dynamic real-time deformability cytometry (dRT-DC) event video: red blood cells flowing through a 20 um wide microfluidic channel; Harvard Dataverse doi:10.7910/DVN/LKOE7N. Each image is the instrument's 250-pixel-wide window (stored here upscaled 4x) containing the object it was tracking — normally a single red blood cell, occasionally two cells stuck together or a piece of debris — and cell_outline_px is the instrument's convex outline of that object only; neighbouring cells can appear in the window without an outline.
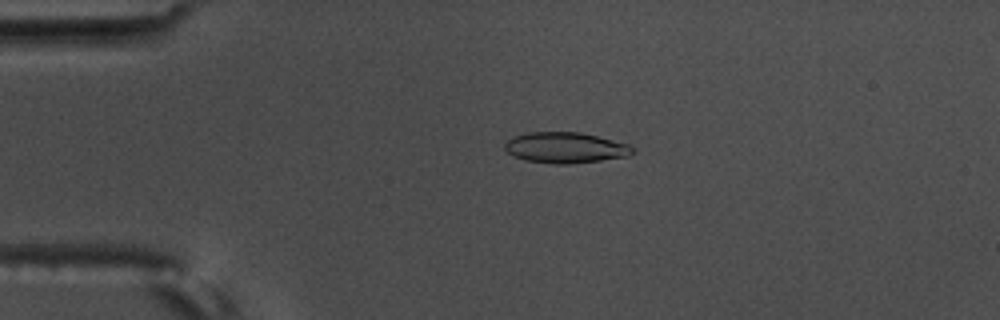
{"species": "common noctule bat (a hibernating species)", "species_latin": "Nyctalus noctula", "temperature_condition": "warm", "stored_images_in_passage": 57, "camera_frame_rate_fps": 3000, "um_per_image_px": 0.085, "animal": {"sex": "male", "body_mass_g": 17.5, "forearm_length_mm": 52.3}, "frame": {"image": 1, "passage_image": 13, "time_ms": 4.0, "image_size_px": [1000, 320], "cell_outline_px": [[636, 152], [628, 156], [572, 164], [552, 164], [524, 160], [512, 156], [504, 148], [504, 144], [508, 140], [516, 136], [528, 132], [580, 132], [628, 144], [636, 148]], "centroid_in_image_um": [48.06, 12.56], "position_along_channel_um": 36.9, "area_um2": 23.0}}
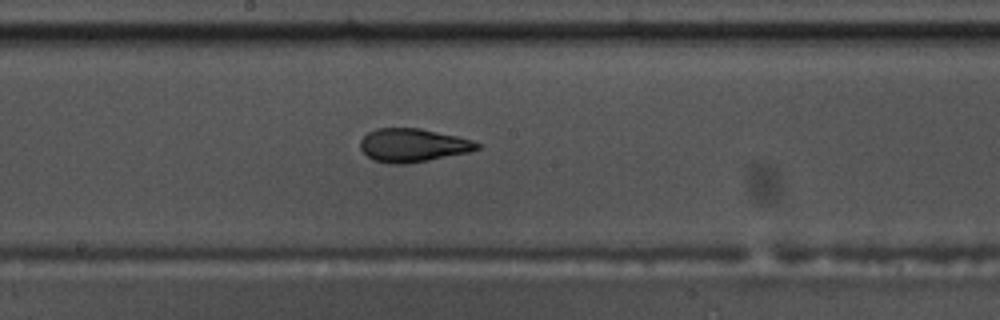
{"frame": {"image": 2, "passage_image": 31, "time_ms": 10.0, "image_size_px": [1000, 320], "cell_outline_px": [[484, 144], [480, 148], [468, 152], [428, 160], [404, 164], [388, 164], [372, 160], [360, 148], [360, 140], [368, 132], [376, 128], [420, 128], [456, 136], [472, 140]], "centroid_in_image_um": [35.09, 12.34], "position_along_channel_um": 213.1, "area_um2": 22.77}}
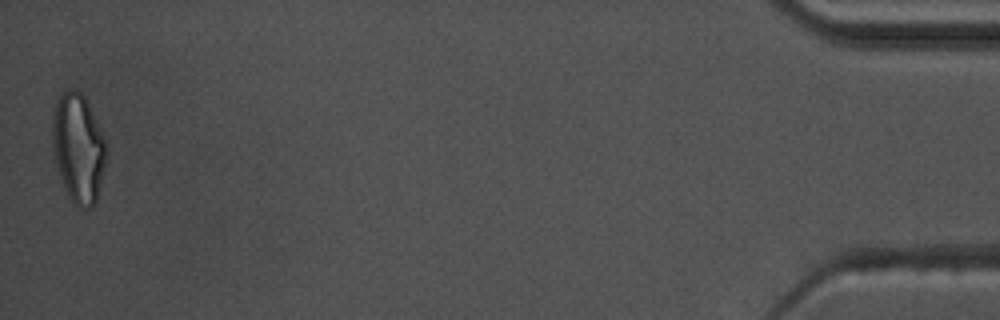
{"frame": {"image": 3, "passage_image": 57, "time_ms": 18.667, "image_size_px": [1000, 320], "cell_outline_px": [[104, 164], [96, 200], [92, 208], [80, 208], [68, 196], [60, 176], [56, 164], [52, 144], [52, 116], [56, 100], [68, 88], [72, 88], [80, 92], [84, 96], [104, 136]], "centroid_in_image_um": [6.61, 12.56], "position_along_channel_um": 428.6, "area_um2": 33.58}, "authors_computed_cell_mechanics": {"area_um2": 22.8888, "velocity_mm_per_s": 3.56, "shape_relaxation_time_tau1_ms": 5.8053, "shape_relaxation_time_tau2_ms": 1.493, "deformation_change_tau1": 0.193, "deformation_change_tau2": 0.0828}}